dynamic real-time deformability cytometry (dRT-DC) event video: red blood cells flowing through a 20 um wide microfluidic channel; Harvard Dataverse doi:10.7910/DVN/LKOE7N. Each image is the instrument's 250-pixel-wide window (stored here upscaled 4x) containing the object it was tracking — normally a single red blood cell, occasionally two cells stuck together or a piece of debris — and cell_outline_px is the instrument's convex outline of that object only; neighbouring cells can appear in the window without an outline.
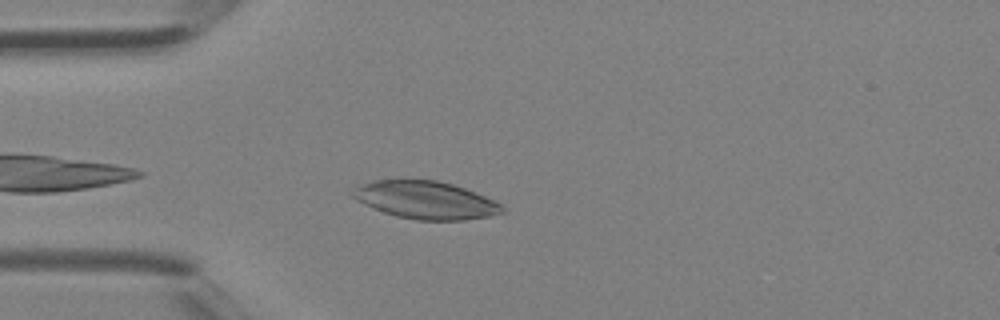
{"species": "Egyptian fruit bat (a non-hibernating species)", "species_latin": "Rousettus aegyptiacus", "temperature_condition": "room temperature", "stored_images_in_passage": 29, "camera_frame_rate_fps": 3000, "um_per_image_px": 0.085, "animal": {"sex": "female"}, "frame": {"image": 1, "passage_image": 2, "time_ms": 0.333, "image_size_px": [1000, 320], "cell_outline_px": [[504, 212], [488, 216], [464, 220], [416, 220], [396, 216], [372, 208], [356, 200], [348, 192], [352, 188], [372, 180], [404, 176], [436, 180], [452, 184], [476, 192], [500, 204], [504, 208]], "centroid_in_image_um": [36.07, 16.95], "position_along_channel_um": 48.9, "area_um2": 33.7}}
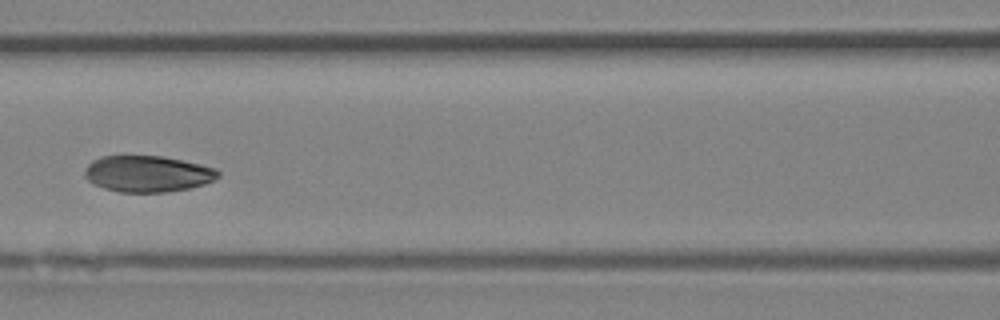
{"frame": {"image": 2, "passage_image": 9, "time_ms": 2.667, "image_size_px": [1000, 320], "cell_outline_px": [[220, 176], [204, 184], [188, 188], [168, 192], [120, 192], [104, 188], [88, 180], [84, 176], [84, 172], [88, 164], [92, 160], [100, 156], [164, 156], [200, 164], [216, 168], [220, 172]], "centroid_in_image_um": [12.55, 14.76], "position_along_channel_um": 154.1, "area_um2": 28.21}}
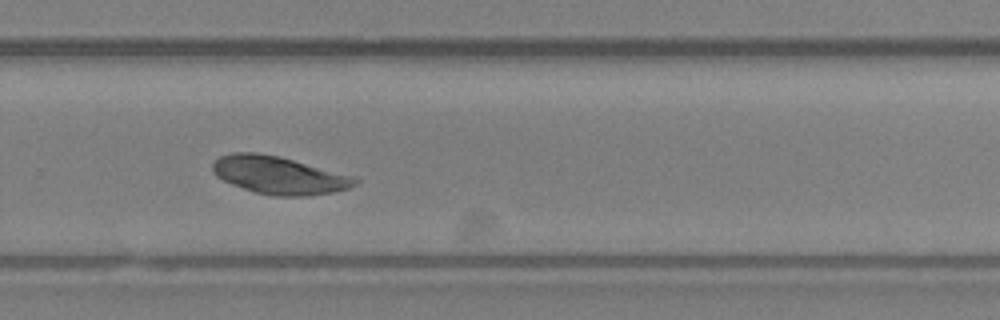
{"frame": {"image": 3, "passage_image": 18, "time_ms": 5.667, "image_size_px": [1000, 320], "cell_outline_px": [[360, 180], [356, 184], [348, 188], [332, 192], [308, 196], [276, 196], [256, 192], [244, 188], [224, 180], [216, 176], [212, 172], [212, 164], [220, 156], [232, 152], [256, 152], [280, 156], [356, 176]], "centroid_in_image_um": [23.75, 14.88], "position_along_channel_um": 306.1, "area_um2": 31.39}}